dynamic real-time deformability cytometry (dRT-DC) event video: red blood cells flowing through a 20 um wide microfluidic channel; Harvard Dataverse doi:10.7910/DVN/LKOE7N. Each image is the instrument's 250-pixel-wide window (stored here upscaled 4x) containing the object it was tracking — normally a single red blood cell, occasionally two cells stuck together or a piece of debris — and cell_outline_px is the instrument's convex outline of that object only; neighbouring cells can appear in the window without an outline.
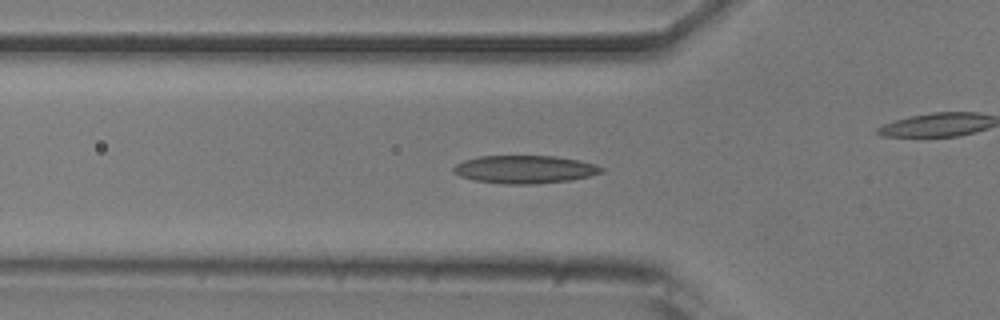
{"species": "common noctule bat (a hibernating species)", "species_latin": "Nyctalus noctula", "temperature_condition": "room temperature", "stored_images_in_passage": 53, "camera_frame_rate_fps": 3000, "um_per_image_px": 0.085, "animal": {"sex": "male", "body_mass_g": 20.5, "forearm_length_mm": 52.5}, "frame": {"image": 1, "passage_image": 17, "time_ms": 5.333, "image_size_px": [1000, 320], "cell_outline_px": [[604, 172], [572, 180], [532, 184], [508, 184], [476, 180], [460, 176], [452, 172], [452, 168], [456, 164], [464, 160], [480, 156], [556, 156], [580, 160], [596, 164], [604, 168]], "centroid_in_image_um": [44.63, 14.39], "position_along_channel_um": 81.2, "area_um2": 24.1}}
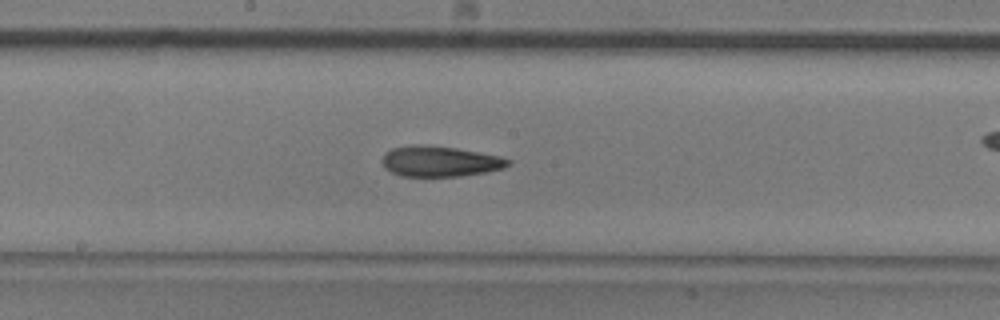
{"frame": {"image": 2, "passage_image": 27, "time_ms": 8.667, "image_size_px": [1000, 320], "cell_outline_px": [[512, 164], [504, 168], [488, 172], [460, 176], [400, 176], [384, 168], [384, 152], [392, 148], [412, 144], [424, 144], [456, 148], [500, 156], [512, 160]], "centroid_in_image_um": [37.43, 13.71], "position_along_channel_um": 210.8, "area_um2": 22.6}}
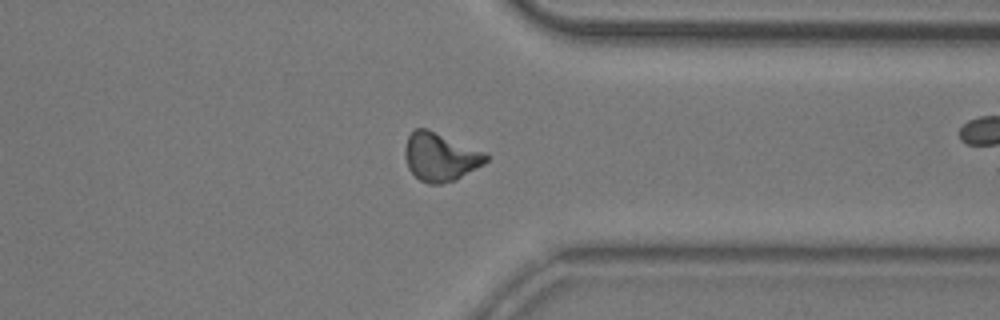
{"frame": {"image": 3, "passage_image": 40, "time_ms": 13.0, "image_size_px": [1000, 320], "cell_outline_px": [[488, 160], [484, 164], [456, 180], [440, 184], [428, 184], [420, 180], [408, 168], [404, 152], [404, 148], [408, 136], [416, 128], [428, 128], [484, 152], [488, 156]], "centroid_in_image_um": [37.42, 13.34], "position_along_channel_um": 374.0, "area_um2": 22.77}, "authors_computed_cell_mechanics": {"area_um2": 22.542, "velocity_mm_per_s": 3.847, "shape_relaxation_time_tau1_ms": 4.3843, "shape_relaxation_time_tau2_ms": 2.8053, "deformation_change_tau1": 0.157, "deformation_change_tau2": 0.1075}}